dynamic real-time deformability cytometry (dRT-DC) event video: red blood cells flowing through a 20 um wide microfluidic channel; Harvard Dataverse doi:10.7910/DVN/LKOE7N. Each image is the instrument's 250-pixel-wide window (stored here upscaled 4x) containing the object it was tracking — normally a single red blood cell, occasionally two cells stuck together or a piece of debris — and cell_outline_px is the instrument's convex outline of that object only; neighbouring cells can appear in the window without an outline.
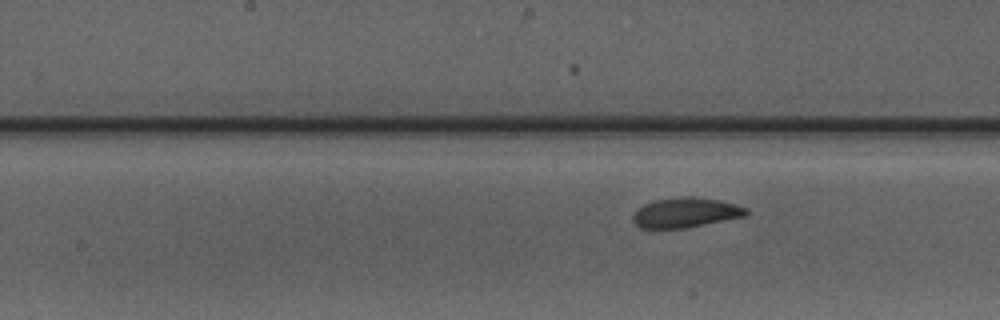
{"species": "Egyptian fruit bat (a non-hibernating species)", "species_latin": "Rousettus aegyptiacus", "temperature_condition": "warm", "stored_images_in_passage": 8, "camera_frame_rate_fps": 3000, "um_per_image_px": 0.085, "animal": {"sex": "male"}, "frame": {"image": 1, "passage_image": 8, "time_ms": 8.667, "image_size_px": [1000, 320], "cell_outline_px": [[748, 212], [744, 216], [684, 228], [640, 228], [632, 220], [632, 216], [644, 204], [656, 200], [680, 196], [688, 196], [720, 200], [736, 204], [748, 208]], "centroid_in_image_um": [58.28, 18.06], "position_along_channel_um": 189.9, "area_um2": 19.48}}